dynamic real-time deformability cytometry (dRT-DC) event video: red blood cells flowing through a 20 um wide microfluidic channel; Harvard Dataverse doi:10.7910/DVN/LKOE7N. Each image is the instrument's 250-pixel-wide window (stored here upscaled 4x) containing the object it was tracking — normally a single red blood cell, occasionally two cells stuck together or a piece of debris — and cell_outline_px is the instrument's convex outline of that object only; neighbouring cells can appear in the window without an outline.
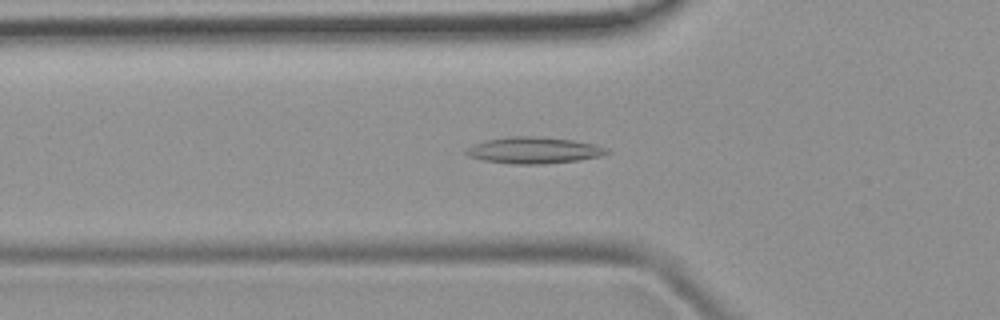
{"species": "common noctule bat (a hibernating species)", "species_latin": "Nyctalus noctula", "temperature_condition": "room temperature", "stored_images_in_passage": 48, "camera_frame_rate_fps": 3000, "um_per_image_px": 0.085, "animal": {"sex": "female", "body_mass_g": 19.9}, "frame": {"image": 1, "passage_image": 16, "time_ms": 5.0, "image_size_px": [1000, 320], "cell_outline_px": [[612, 152], [600, 156], [576, 160], [544, 164], [512, 164], [484, 160], [468, 156], [464, 152], [468, 148], [484, 140], [508, 136], [532, 136], [572, 140], [596, 144], [608, 148]], "centroid_in_image_um": [45.39, 12.77], "position_along_channel_um": 80.4, "area_um2": 21.62}}
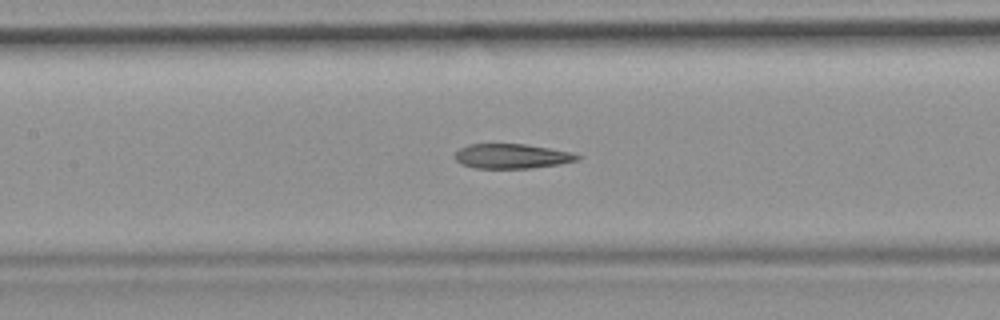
{"frame": {"image": 2, "passage_image": 22, "time_ms": 7.0, "image_size_px": [1000, 320], "cell_outline_px": [[580, 156], [576, 160], [560, 164], [532, 168], [472, 168], [460, 164], [456, 160], [456, 152], [460, 148], [468, 144], [524, 144], [572, 152]], "centroid_in_image_um": [43.47, 13.28], "position_along_channel_um": 163.9, "area_um2": 17.51}}
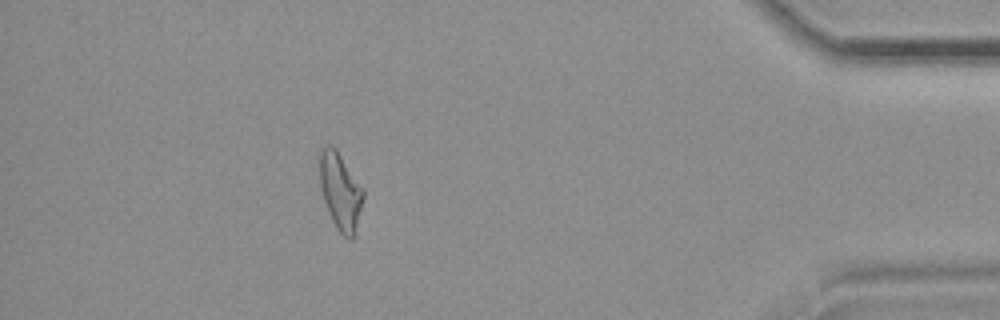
{"frame": {"image": 3, "passage_image": 43, "time_ms": 14.0, "image_size_px": [1000, 320], "cell_outline_px": [[364, 196], [356, 232], [352, 240], [348, 240], [336, 228], [328, 212], [324, 200], [320, 184], [320, 148], [336, 148], [364, 188]], "centroid_in_image_um": [28.96, 16.31], "position_along_channel_um": 406.2, "area_um2": 19.54}}